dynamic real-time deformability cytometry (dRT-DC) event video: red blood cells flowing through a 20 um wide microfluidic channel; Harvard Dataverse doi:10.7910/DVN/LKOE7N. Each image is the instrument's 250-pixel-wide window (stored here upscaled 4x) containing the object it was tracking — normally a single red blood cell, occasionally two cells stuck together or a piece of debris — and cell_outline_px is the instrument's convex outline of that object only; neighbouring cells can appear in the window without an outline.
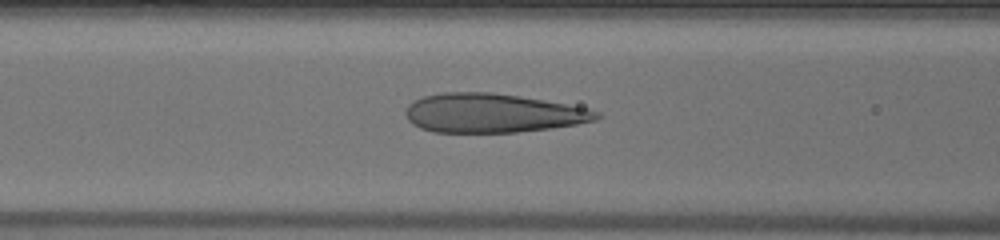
{"species": "human", "species_latin": "Homo sapiens", "temperature_condition": "warm", "stored_images_in_passage": 35, "camera_frame_rate_fps": 3000, "um_per_image_px": 0.085, "donor": {"sex": "male"}, "frame": {"image": 1, "passage_image": 10, "time_ms": 3.0, "image_size_px": [1000, 240], "cell_outline_px": [[604, 116], [596, 120], [576, 124], [552, 128], [516, 132], [432, 132], [420, 128], [412, 124], [408, 120], [404, 112], [408, 104], [412, 100], [424, 96], [444, 92], [488, 92], [544, 100], [588, 108], [600, 112]], "centroid_in_image_um": [41.85, 9.62], "position_along_channel_um": 124.8, "area_um2": 43.52}}
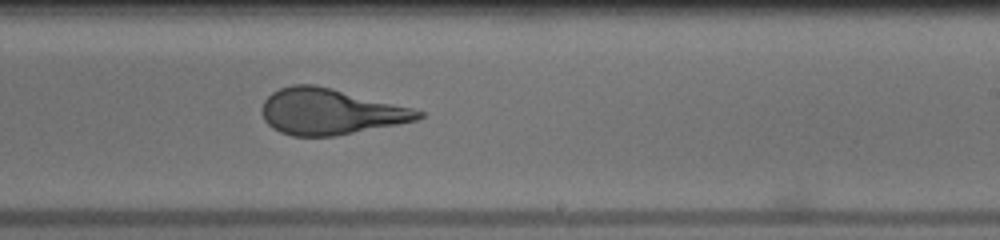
{"frame": {"image": 2, "passage_image": 20, "time_ms": 6.333, "image_size_px": [1000, 240], "cell_outline_px": [[424, 116], [416, 120], [336, 136], [292, 136], [280, 132], [272, 128], [264, 120], [260, 108], [264, 100], [272, 92], [280, 88], [292, 84], [316, 84], [412, 108], [424, 112]], "centroid_in_image_um": [28.01, 9.48], "position_along_channel_um": 261.0, "area_um2": 41.73}}
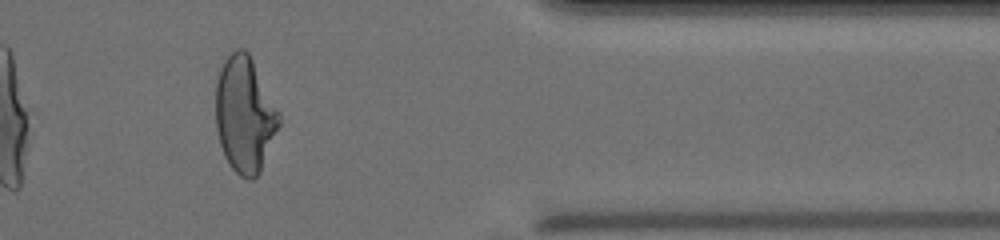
{"frame": {"image": 3, "passage_image": 31, "time_ms": 10.0, "image_size_px": [1000, 240], "cell_outline_px": [[280, 124], [260, 172], [252, 180], [248, 180], [240, 176], [228, 164], [224, 156], [220, 144], [216, 128], [216, 80], [220, 68], [224, 60], [236, 48], [244, 48], [248, 52], [280, 112]], "centroid_in_image_um": [20.79, 9.75], "position_along_channel_um": 390.6, "area_um2": 42.83}, "authors_computed_cell_mechanics": {"area_um2": 42.8298, "velocity_mm_per_s": 4.1018, "shape_relaxation_time_tau1_ms": 8.5945, "shape_relaxation_time_tau2_ms": 0.7091, "deformation_change_tau1": 0.3441, "deformation_change_tau2": 0.0853}}